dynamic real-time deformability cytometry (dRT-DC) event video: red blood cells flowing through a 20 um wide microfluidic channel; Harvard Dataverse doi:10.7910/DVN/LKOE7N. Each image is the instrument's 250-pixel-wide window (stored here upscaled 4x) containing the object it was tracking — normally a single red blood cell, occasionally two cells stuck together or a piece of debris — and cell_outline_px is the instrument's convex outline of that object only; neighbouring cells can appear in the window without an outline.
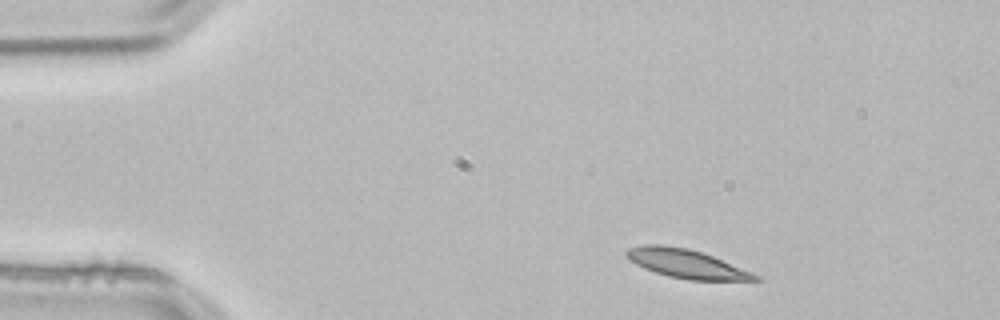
{"species": "common noctule bat (a hibernating species)", "species_latin": "Nyctalus noctula", "temperature_condition": "room temperature", "stored_images_in_passage": 2, "camera_frame_rate_fps": 3000, "um_per_image_px": 0.085, "animal": {"sex": "male", "body_mass_g": 21.5, "forearm_length_mm": 52.0}, "frame": {"image": 1, "passage_image": 1, "time_ms": 0.0, "image_size_px": [1000, 320], "cell_outline_px": [[764, 280], [688, 280], [668, 276], [644, 268], [636, 264], [624, 256], [624, 252], [628, 248], [644, 244], [660, 244], [688, 248], [712, 256], [752, 272], [760, 276]], "centroid_in_image_um": [58.31, 22.41], "position_along_channel_um": 26.7, "area_um2": 21.5}}